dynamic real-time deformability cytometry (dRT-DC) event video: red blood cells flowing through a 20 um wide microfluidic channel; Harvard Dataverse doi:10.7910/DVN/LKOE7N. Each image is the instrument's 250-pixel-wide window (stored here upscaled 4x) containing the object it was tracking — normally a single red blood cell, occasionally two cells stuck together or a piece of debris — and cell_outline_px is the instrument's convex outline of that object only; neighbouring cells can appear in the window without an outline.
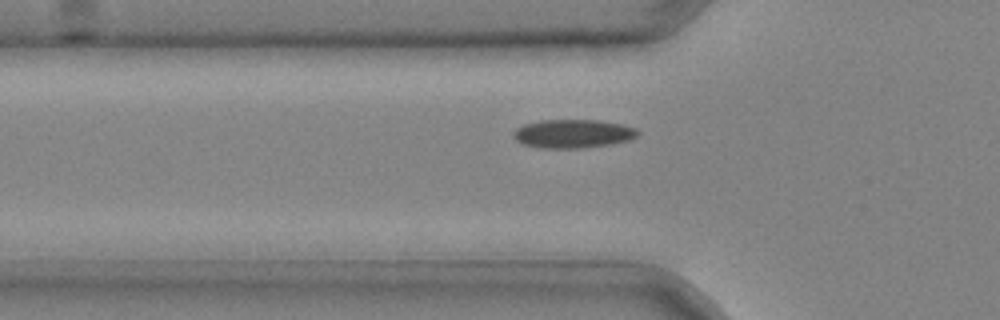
{"species": "common noctule bat (a hibernating species)", "species_latin": "Nyctalus noctula", "temperature_condition": "cold", "stored_images_in_passage": 32, "camera_frame_rate_fps": 3000, "um_per_image_px": 0.085, "animal": {"sex": "male", "body_mass_g": 20.4}, "frame": {"image": 1, "passage_image": 8, "time_ms": 2.333, "image_size_px": [1000, 320], "cell_outline_px": [[640, 132], [632, 140], [612, 144], [584, 148], [536, 148], [520, 144], [512, 136], [512, 132], [516, 128], [524, 124], [540, 120], [600, 120], [620, 124], [636, 128]], "centroid_in_image_um": [48.67, 11.37], "position_along_channel_um": 77.1, "area_um2": 21.1}}
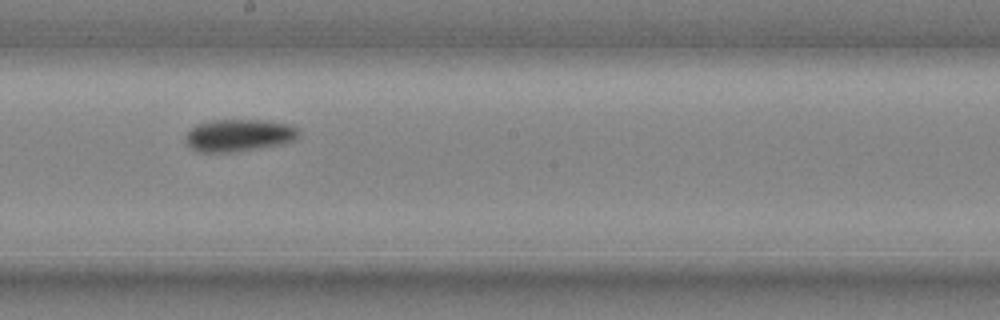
{"frame": {"image": 2, "passage_image": 18, "time_ms": 5.667, "image_size_px": [1000, 320], "cell_outline_px": [[300, 136], [296, 140], [284, 144], [232, 152], [196, 152], [184, 140], [184, 136], [196, 124], [212, 120], [260, 120], [288, 124], [296, 128], [300, 132]], "centroid_in_image_um": [20.31, 11.51], "position_along_channel_um": 227.9, "area_um2": 21.39}}
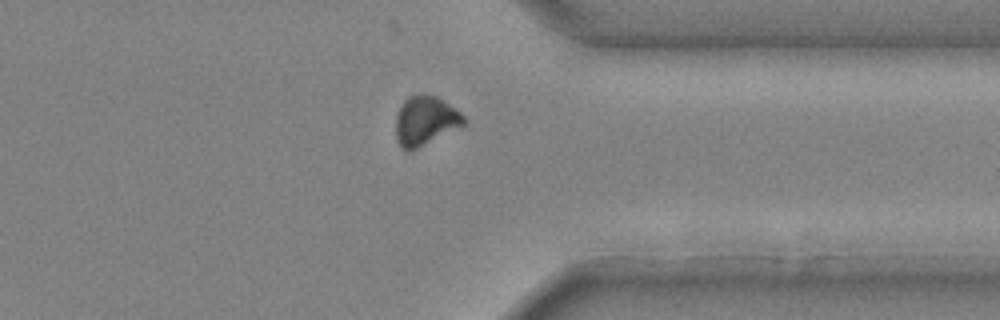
{"frame": {"image": 3, "passage_image": 28, "time_ms": 9.0, "image_size_px": [1000, 320], "cell_outline_px": [[468, 120], [464, 124], [412, 152], [404, 152], [400, 148], [396, 140], [396, 116], [404, 100], [408, 96], [424, 92], [436, 96], [456, 108]], "centroid_in_image_um": [36.13, 10.27], "position_along_channel_um": 375.3, "area_um2": 19.94}}